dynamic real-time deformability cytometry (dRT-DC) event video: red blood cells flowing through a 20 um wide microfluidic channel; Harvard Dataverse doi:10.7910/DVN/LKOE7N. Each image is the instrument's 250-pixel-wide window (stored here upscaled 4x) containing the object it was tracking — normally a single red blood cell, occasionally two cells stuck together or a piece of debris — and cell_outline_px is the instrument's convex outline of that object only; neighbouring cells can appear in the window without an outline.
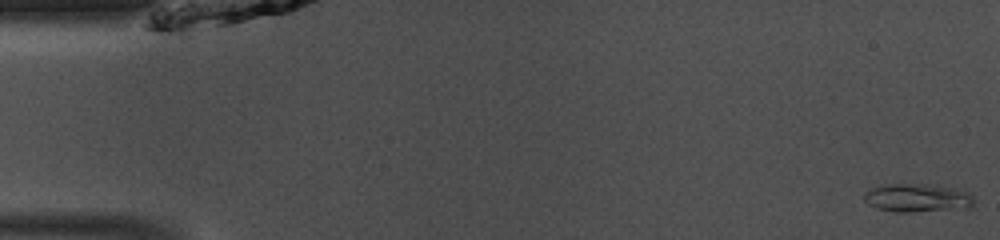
{"species": "common noctule bat (a hibernating species)", "species_latin": "Nyctalus noctula", "temperature_condition": "room temperature", "stored_images_in_passage": 48, "camera_frame_rate_fps": 3000, "um_per_image_px": 0.085, "animal": {"sex": "male", "body_mass_g": 13.0, "forearm_length_mm": 53.1}, "frame": {"image": 1, "passage_image": 1, "time_ms": 0.0, "image_size_px": [1000, 240], "cell_outline_px": [[976, 200], [972, 208], [908, 212], [896, 212], [876, 208], [868, 204], [864, 200], [864, 192], [872, 188], [884, 184], [936, 184], [968, 192]], "centroid_in_image_um": [78.0, 16.82], "position_along_channel_um": 7.0, "area_um2": 18.44}}
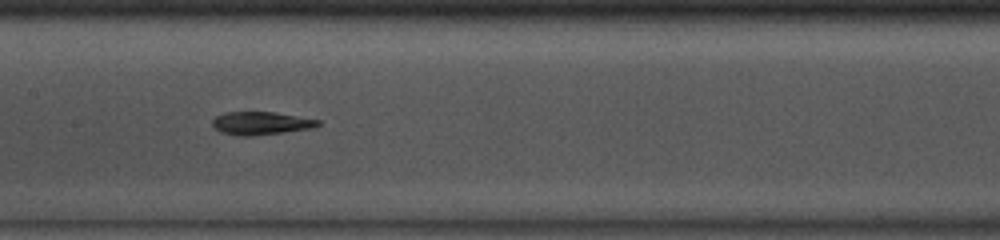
{"frame": {"image": 2, "passage_image": 23, "time_ms": 7.333, "image_size_px": [1000, 240], "cell_outline_px": [[320, 124], [312, 128], [252, 136], [236, 136], [220, 132], [212, 124], [212, 120], [216, 116], [228, 112], [276, 112], [320, 120]], "centroid_in_image_um": [22.16, 10.47], "position_along_channel_um": 185.2, "area_um2": 14.1}}
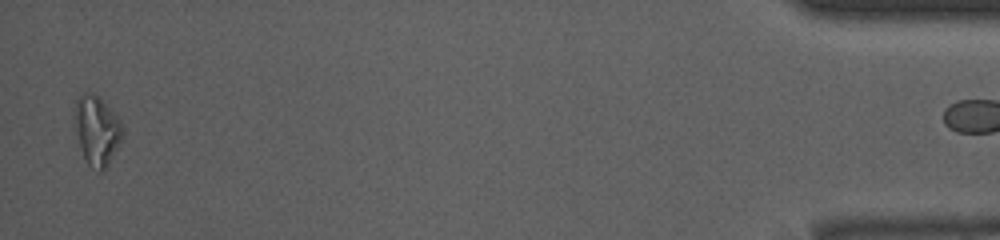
{"frame": {"image": 3, "passage_image": 47, "time_ms": 15.333, "image_size_px": [1000, 240], "cell_outline_px": [[124, 140], [108, 164], [100, 172], [88, 164], [84, 160], [72, 124], [76, 100], [84, 92], [92, 92], [120, 120], [124, 128]], "centroid_in_image_um": [8.22, 11.11], "position_along_channel_um": 427.0, "area_um2": 19.71}}